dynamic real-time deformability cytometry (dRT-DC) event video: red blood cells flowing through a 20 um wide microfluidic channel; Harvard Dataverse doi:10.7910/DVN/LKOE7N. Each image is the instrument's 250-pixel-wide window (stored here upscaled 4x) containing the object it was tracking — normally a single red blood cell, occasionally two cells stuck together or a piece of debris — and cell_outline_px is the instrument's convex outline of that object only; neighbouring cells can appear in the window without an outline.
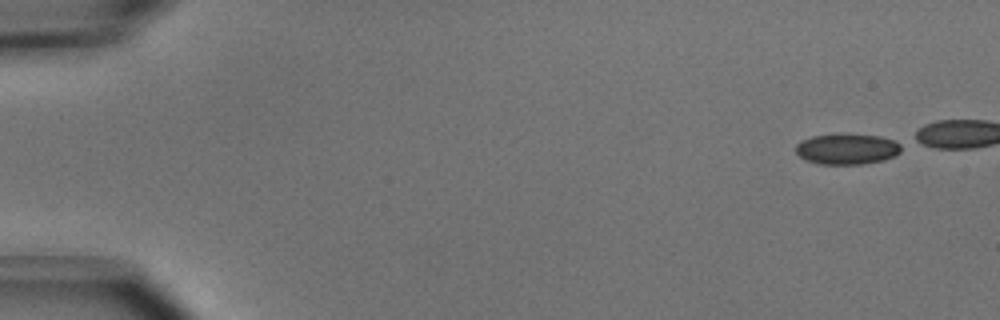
{"species": "common noctule bat (a hibernating species)", "species_latin": "Nyctalus noctula", "temperature_condition": "cold", "stored_images_in_passage": 42, "camera_frame_rate_fps": 3000, "um_per_image_px": 0.085, "animal": {"sex": "male", "body_mass_g": 15.6}, "frame": {"image": 1, "passage_image": 1, "time_ms": 0.0, "image_size_px": [1000, 320], "cell_outline_px": [[900, 152], [896, 156], [884, 160], [860, 164], [820, 164], [808, 160], [800, 156], [796, 152], [796, 144], [812, 136], [848, 132], [880, 136], [896, 140], [900, 144]], "centroid_in_image_um": [72.04, 12.63], "position_along_channel_um": 13.0, "area_um2": 19.19}}
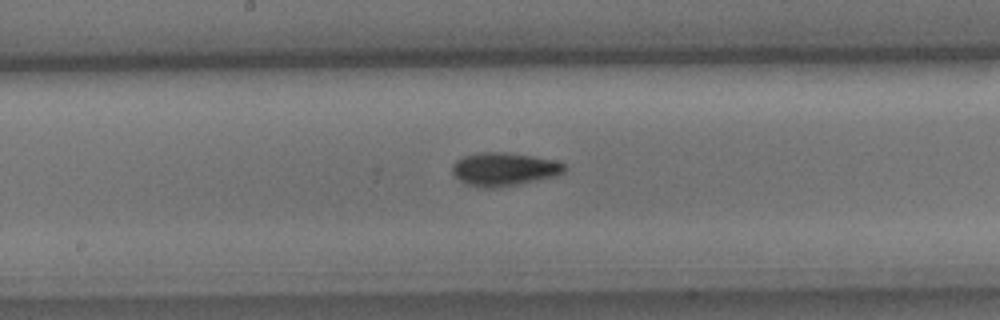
{"frame": {"image": 2, "passage_image": 25, "time_ms": 8.0, "image_size_px": [1000, 320], "cell_outline_px": [[568, 168], [564, 172], [556, 176], [496, 188], [484, 188], [464, 184], [452, 172], [452, 164], [456, 160], [464, 156], [476, 152], [504, 152], [532, 156], [556, 160], [564, 164]], "centroid_in_image_um": [42.83, 14.37], "position_along_channel_um": 205.4, "area_um2": 21.85}}
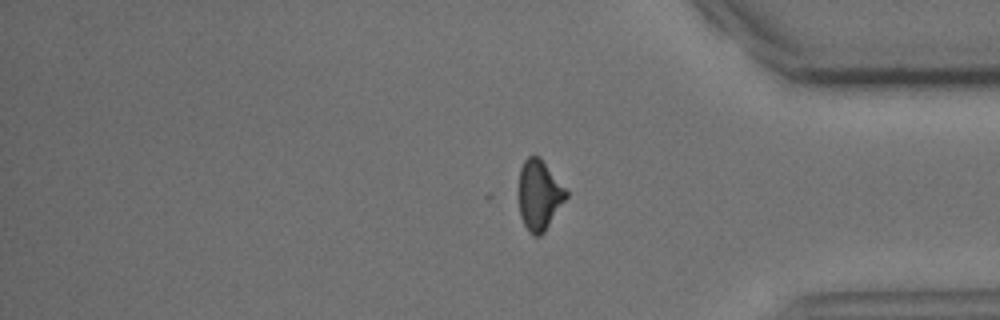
{"frame": {"image": 3, "passage_image": 40, "time_ms": 13.0, "image_size_px": [1000, 320], "cell_outline_px": [[568, 196], [544, 232], [540, 236], [532, 236], [528, 232], [520, 216], [516, 188], [520, 168], [524, 160], [528, 156], [540, 156], [568, 192]], "centroid_in_image_um": [45.78, 16.57], "position_along_channel_um": 389.4, "area_um2": 19.88}}